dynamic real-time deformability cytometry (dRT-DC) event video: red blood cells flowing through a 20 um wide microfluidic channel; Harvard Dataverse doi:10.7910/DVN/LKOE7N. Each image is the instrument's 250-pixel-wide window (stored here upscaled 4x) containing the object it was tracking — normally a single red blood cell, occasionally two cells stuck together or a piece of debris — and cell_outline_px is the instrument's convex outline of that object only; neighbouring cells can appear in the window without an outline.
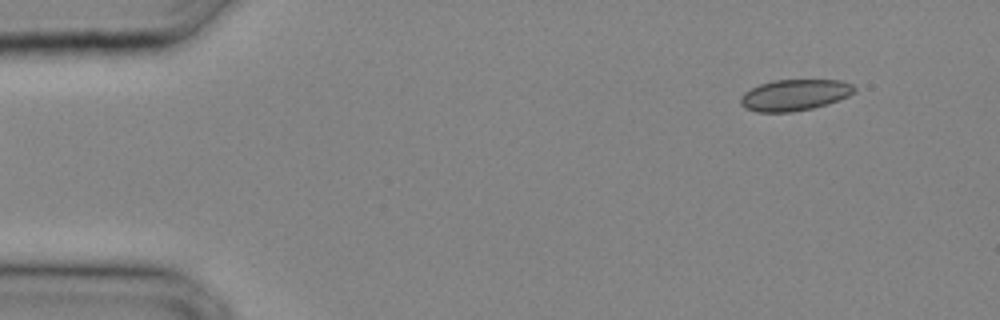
{"species": "common noctule bat (a hibernating species)", "species_latin": "Nyctalus noctula", "temperature_condition": "cold", "stored_images_in_passage": 26, "camera_frame_rate_fps": 3000, "um_per_image_px": 0.085, "animal": {"sex": "male", "body_mass_g": 20.4}, "frame": {"image": 1, "passage_image": 1, "time_ms": 0.0, "image_size_px": [1000, 320], "cell_outline_px": [[856, 92], [848, 96], [812, 108], [792, 112], [756, 112], [744, 108], [740, 104], [740, 96], [744, 92], [760, 84], [772, 80], [840, 80], [852, 84], [856, 88]], "centroid_in_image_um": [67.51, 8.07], "position_along_channel_um": 17.5, "area_um2": 20.69}}
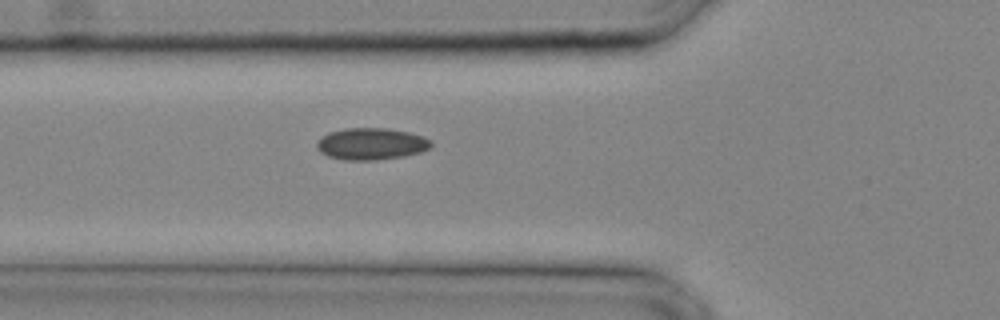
{"frame": {"image": 2, "passage_image": 9, "time_ms": 2.667, "image_size_px": [1000, 320], "cell_outline_px": [[432, 148], [420, 152], [404, 156], [376, 160], [344, 160], [328, 156], [320, 152], [316, 148], [316, 140], [320, 136], [328, 132], [344, 128], [388, 128], [408, 132], [424, 136], [432, 140]], "centroid_in_image_um": [31.54, 12.22], "position_along_channel_um": 94.3, "area_um2": 21.56}}
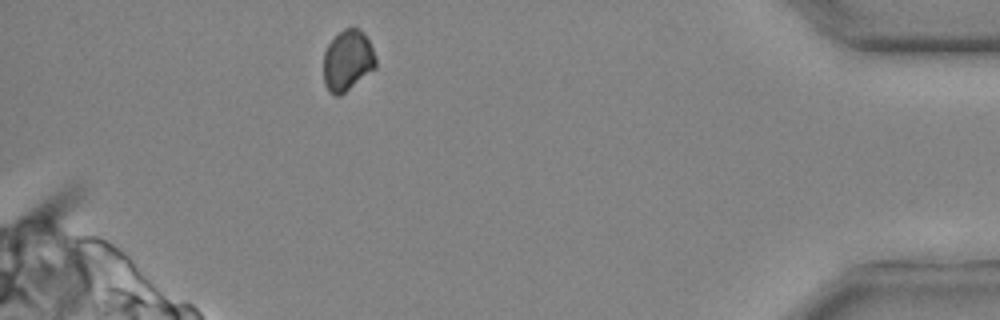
{"frame": {"image": 3, "passage_image": 26, "time_ms": 8.333, "image_size_px": [1000, 320], "cell_outline_px": [[376, 68], [340, 96], [336, 96], [328, 92], [324, 84], [324, 52], [328, 44], [344, 28], [360, 28], [368, 40], [372, 48], [376, 60]], "centroid_in_image_um": [29.54, 5.17], "position_along_channel_um": 405.7, "area_um2": 18.5}}